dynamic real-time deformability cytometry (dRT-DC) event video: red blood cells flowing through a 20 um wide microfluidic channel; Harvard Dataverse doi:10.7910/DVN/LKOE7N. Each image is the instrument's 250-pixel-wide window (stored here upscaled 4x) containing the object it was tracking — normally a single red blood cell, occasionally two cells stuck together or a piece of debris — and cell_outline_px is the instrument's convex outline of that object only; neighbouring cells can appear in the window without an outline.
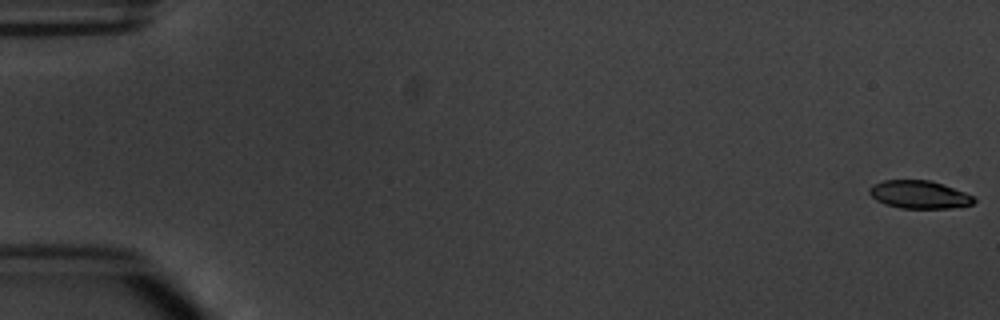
{"species": "common noctule bat (a hibernating species)", "species_latin": "Nyctalus noctula", "temperature_condition": "warm", "stored_images_in_passage": 7, "camera_frame_rate_fps": 3000, "um_per_image_px": 0.085, "animal": {"sex": "male", "body_mass_g": 20.1, "forearm_length_mm": 53.5}, "frame": {"image": 1, "passage_image": 1, "time_ms": 0.0, "image_size_px": [1000, 320], "cell_outline_px": [[976, 200], [972, 204], [948, 208], [900, 208], [884, 204], [876, 200], [868, 192], [868, 188], [884, 180], [928, 180], [944, 184], [964, 192], [972, 196]], "centroid_in_image_um": [78.11, 16.54], "position_along_channel_um": 6.9, "area_um2": 16.88}}
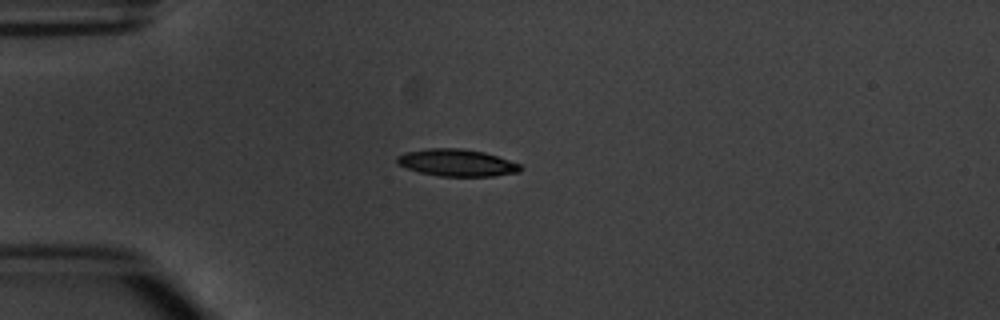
{"frame": {"image": 2, "passage_image": 5, "time_ms": 4.667, "image_size_px": [1000, 320], "cell_outline_px": [[520, 172], [492, 176], [440, 176], [420, 172], [408, 168], [400, 164], [396, 160], [396, 156], [404, 152], [428, 148], [460, 148], [484, 152], [520, 164]], "centroid_in_image_um": [38.81, 13.82], "position_along_channel_um": 46.2, "area_um2": 19.25}}
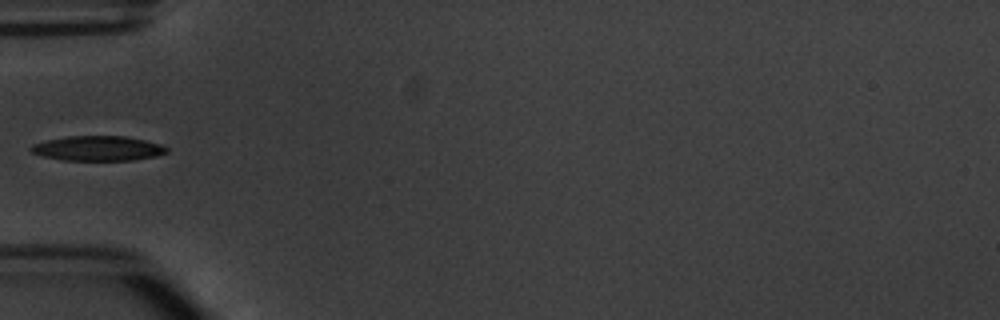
{"frame": {"image": 3, "passage_image": 6, "time_ms": 6.0, "image_size_px": [1000, 320], "cell_outline_px": [[168, 152], [156, 156], [132, 160], [64, 160], [40, 156], [32, 152], [28, 148], [32, 144], [48, 140], [68, 136], [124, 136], [144, 140], [160, 144], [168, 148]], "centroid_in_image_um": [8.3, 12.61], "position_along_channel_um": 76.7, "area_um2": 19.59}}